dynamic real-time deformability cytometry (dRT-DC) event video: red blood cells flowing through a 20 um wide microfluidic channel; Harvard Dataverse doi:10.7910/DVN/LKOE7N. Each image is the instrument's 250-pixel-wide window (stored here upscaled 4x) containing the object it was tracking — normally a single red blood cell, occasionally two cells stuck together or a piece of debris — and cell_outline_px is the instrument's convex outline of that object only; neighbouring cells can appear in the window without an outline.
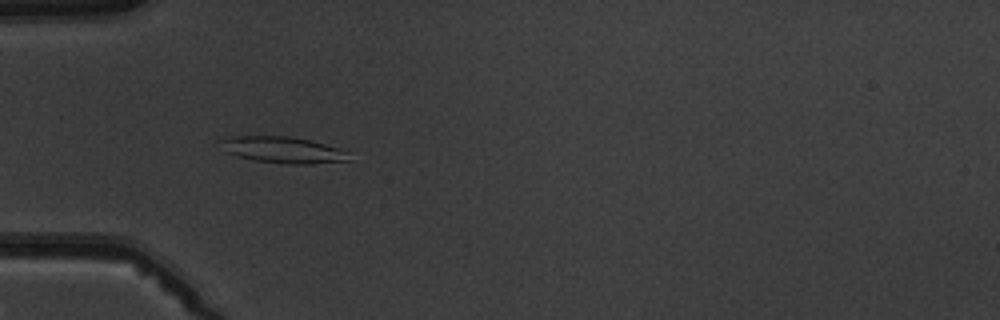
{"species": "common noctule bat (a hibernating species)", "species_latin": "Nyctalus noctula", "temperature_condition": "warm", "stored_images_in_passage": 8, "camera_frame_rate_fps": 3000, "um_per_image_px": 0.085, "animal": {"sex": "male", "body_mass_g": 19.5, "forearm_length_mm": 54.6}, "frame": {"image": 1, "passage_image": 3, "time_ms": 2.333, "image_size_px": [1000, 320], "cell_outline_px": [[348, 160], [312, 164], [288, 164], [256, 160], [236, 156], [224, 152], [216, 140], [228, 136], [288, 136], [308, 140], [324, 144], [348, 152]], "centroid_in_image_um": [23.92, 12.73], "position_along_channel_um": 61.1, "area_um2": 19.71}}
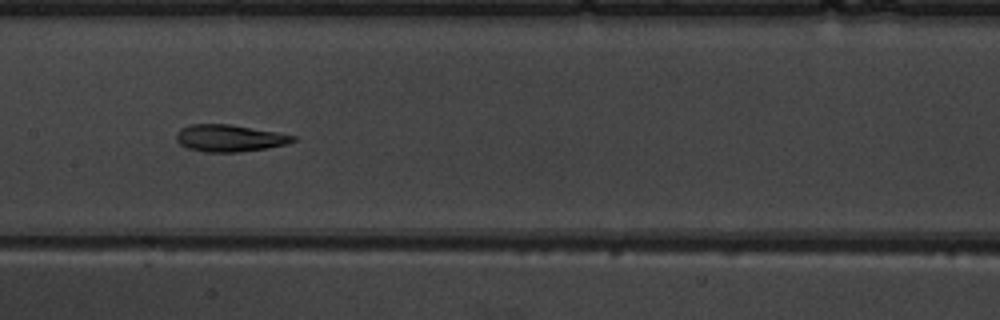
{"frame": {"image": 2, "passage_image": 6, "time_ms": 5.667, "image_size_px": [1000, 320], "cell_outline_px": [[296, 140], [284, 144], [268, 148], [240, 152], [204, 152], [188, 148], [180, 144], [176, 140], [176, 132], [180, 128], [188, 124], [228, 124], [276, 132], [296, 136]], "centroid_in_image_um": [19.46, 11.74], "position_along_channel_um": 187.9, "area_um2": 18.32}}
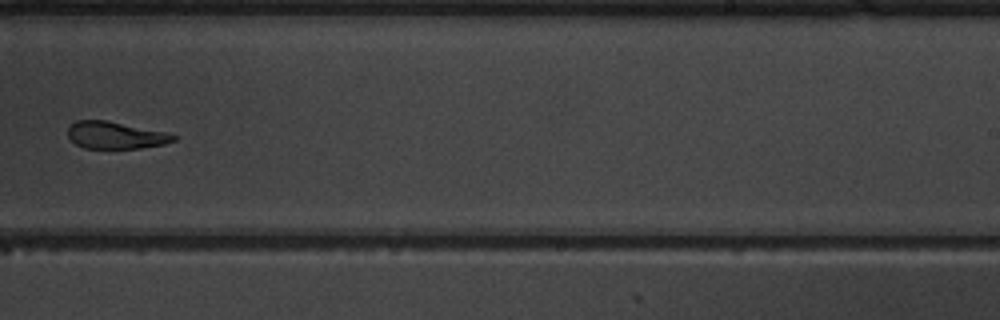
{"frame": {"image": 3, "passage_image": 8, "time_ms": 8.0, "image_size_px": [1000, 320], "cell_outline_px": [[180, 136], [176, 140], [164, 144], [140, 148], [84, 148], [76, 144], [68, 136], [68, 128], [76, 120], [108, 120], [168, 132]], "centroid_in_image_um": [9.87, 11.48], "position_along_channel_um": 279.1, "area_um2": 16.88}}